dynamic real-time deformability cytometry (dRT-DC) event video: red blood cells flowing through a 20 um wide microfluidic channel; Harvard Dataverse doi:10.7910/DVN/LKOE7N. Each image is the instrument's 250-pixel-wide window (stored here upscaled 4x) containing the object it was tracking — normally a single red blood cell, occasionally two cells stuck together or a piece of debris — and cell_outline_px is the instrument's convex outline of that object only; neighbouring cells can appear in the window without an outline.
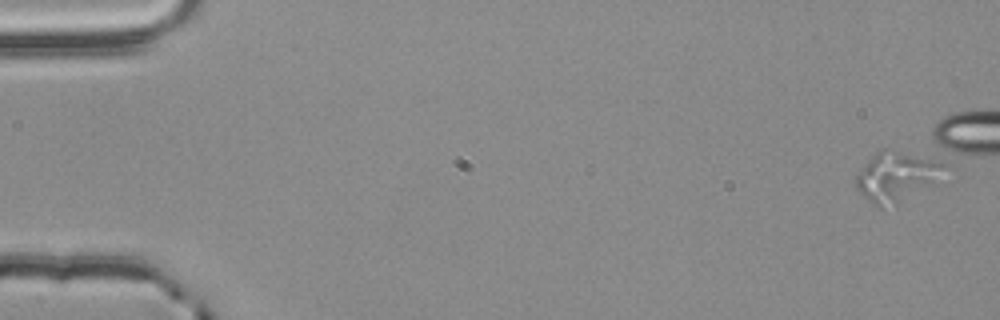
{"species": "common noctule bat (a hibernating species)", "species_latin": "Nyctalus noctula", "temperature_condition": "room temperature", "stored_images_in_passage": 1, "camera_frame_rate_fps": 3000, "um_per_image_px": 0.085, "animal": {"sex": "male", "body_mass_g": 20.4}, "frame": {"image": 1, "passage_image": 1, "time_ms": 0.0, "image_size_px": [1000, 320], "cell_outline_px": [[944, 164], [932, 180], [896, 204], [880, 208], [868, 200], [856, 188], [856, 176], [876, 152], [880, 148], [884, 148], [944, 160]], "centroid_in_image_um": [76.1, 14.96], "position_along_channel_um": 8.9, "area_um2": 24.1}}